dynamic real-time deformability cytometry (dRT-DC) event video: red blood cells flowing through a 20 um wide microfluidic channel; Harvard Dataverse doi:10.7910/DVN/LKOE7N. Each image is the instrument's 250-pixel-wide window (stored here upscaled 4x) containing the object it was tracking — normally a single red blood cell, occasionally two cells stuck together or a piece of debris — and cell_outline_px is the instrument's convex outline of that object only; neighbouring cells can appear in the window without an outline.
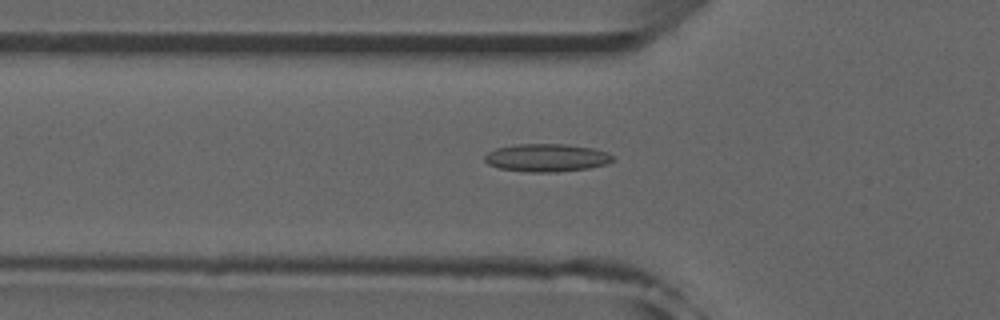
{"species": "common noctule bat (a hibernating species)", "species_latin": "Nyctalus noctula", "temperature_condition": "room temperature", "stored_images_in_passage": 52, "camera_frame_rate_fps": 3000, "um_per_image_px": 0.085, "animal": {"sex": "male", "forearm_length_mm": 52.5}, "frame": {"image": 1, "passage_image": 18, "time_ms": 5.667, "image_size_px": [1000, 320], "cell_outline_px": [[616, 160], [608, 164], [588, 168], [556, 172], [528, 172], [500, 168], [488, 164], [484, 160], [484, 156], [488, 152], [496, 148], [516, 144], [564, 144], [592, 148], [608, 152]], "centroid_in_image_um": [46.48, 13.41], "position_along_channel_um": 79.3, "area_um2": 20.87}}
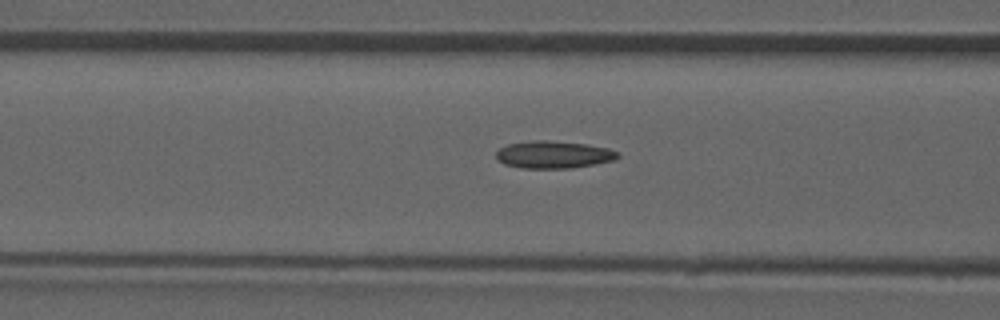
{"frame": {"image": 2, "passage_image": 21, "time_ms": 6.667, "image_size_px": [1000, 320], "cell_outline_px": [[620, 156], [612, 160], [572, 168], [520, 168], [504, 164], [496, 160], [496, 152], [500, 148], [508, 144], [532, 140], [548, 140], [584, 144], [608, 148], [616, 152]], "centroid_in_image_um": [46.98, 13.14], "position_along_channel_um": 119.6, "area_um2": 19.25}}
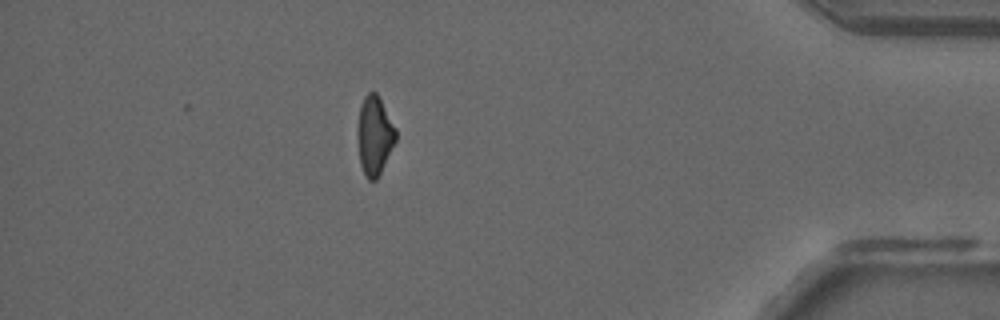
{"frame": {"image": 3, "passage_image": 46, "time_ms": 15.0, "image_size_px": [1000, 320], "cell_outline_px": [[396, 140], [376, 180], [368, 180], [360, 164], [360, 104], [364, 96], [368, 92], [376, 92], [396, 128]], "centroid_in_image_um": [31.87, 11.5], "position_along_channel_um": 403.3, "area_um2": 16.65}, "authors_computed_cell_mechanics": {"area_um2": 18.785, "velocity_mm_per_s": 3.9569, "shape_relaxation_time_tau1_ms": null, "shape_relaxation_time_tau2_ms": 2.8489, "deformation_change_tau1": null, "deformation_change_tau2": 0.1075}}